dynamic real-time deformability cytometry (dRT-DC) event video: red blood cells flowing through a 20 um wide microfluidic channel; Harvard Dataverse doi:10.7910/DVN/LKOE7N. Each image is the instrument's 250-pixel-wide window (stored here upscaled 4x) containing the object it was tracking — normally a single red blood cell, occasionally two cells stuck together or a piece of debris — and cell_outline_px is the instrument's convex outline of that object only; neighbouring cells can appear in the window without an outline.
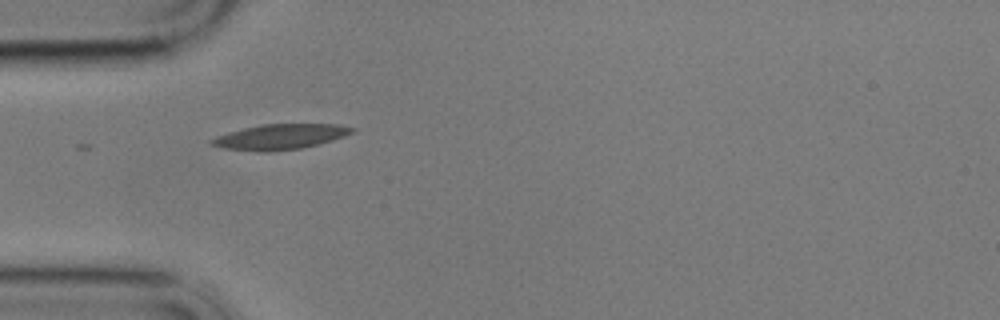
{"species": "common noctule bat (a hibernating species)", "species_latin": "Nyctalus noctula", "temperature_condition": "cold", "stored_images_in_passage": 15, "camera_frame_rate_fps": 3000, "um_per_image_px": 0.085, "animal": {"sex": "male", "body_mass_g": 17.9}, "frame": {"image": 1, "passage_image": 1, "time_ms": 0.0, "image_size_px": [1000, 320], "cell_outline_px": [[356, 128], [352, 132], [344, 136], [332, 140], [300, 148], [268, 152], [256, 152], [220, 148], [208, 144], [208, 140], [216, 136], [228, 132], [260, 124], [340, 124]], "centroid_in_image_um": [23.73, 11.63], "position_along_channel_um": 61.3, "area_um2": 20.87}}
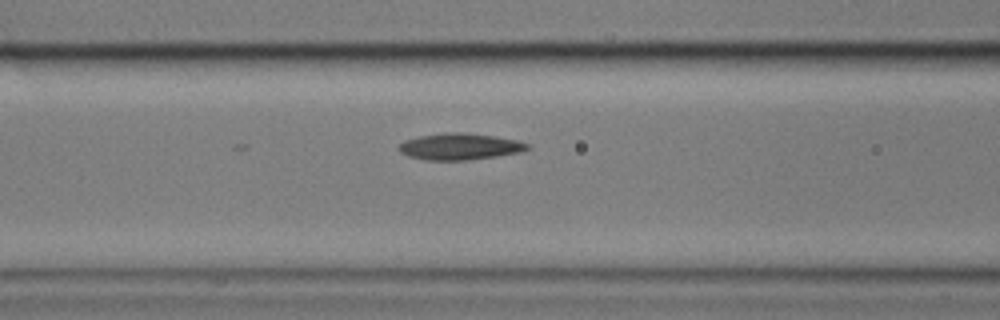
{"frame": {"image": 2, "passage_image": 7, "time_ms": 2.0, "image_size_px": [1000, 320], "cell_outline_px": [[532, 148], [520, 152], [496, 156], [468, 160], [424, 160], [408, 156], [400, 152], [396, 148], [404, 140], [420, 136], [448, 132], [464, 132], [492, 136], [516, 140], [532, 144]], "centroid_in_image_um": [39.08, 12.46], "position_along_channel_um": 127.5, "area_um2": 19.94}}
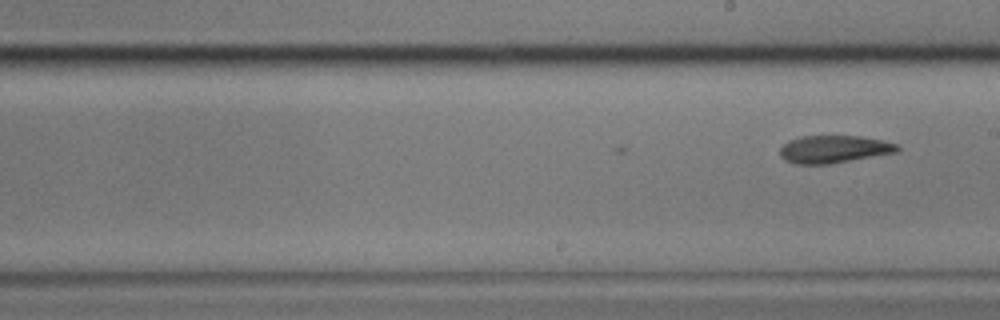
{"frame": {"image": 3, "passage_image": 15, "time_ms": 4.667, "image_size_px": [1000, 320], "cell_outline_px": [[900, 148], [896, 152], [832, 164], [796, 164], [784, 160], [780, 156], [780, 148], [788, 140], [800, 136], [860, 136], [884, 140], [900, 144]], "centroid_in_image_um": [70.89, 12.68], "position_along_channel_um": 218.1, "area_um2": 19.07}}